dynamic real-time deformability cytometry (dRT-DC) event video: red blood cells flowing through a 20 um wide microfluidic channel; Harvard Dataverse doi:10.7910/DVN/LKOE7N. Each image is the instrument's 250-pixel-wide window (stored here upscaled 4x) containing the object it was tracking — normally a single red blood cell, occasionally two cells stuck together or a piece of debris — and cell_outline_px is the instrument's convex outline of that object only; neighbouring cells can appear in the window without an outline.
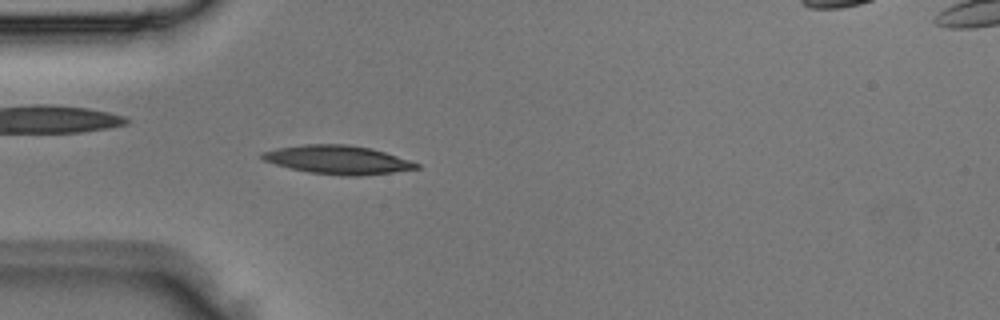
{"species": "Egyptian fruit bat (a non-hibernating species)", "species_latin": "Rousettus aegyptiacus", "temperature_condition": "room temperature", "stored_images_in_passage": 5, "camera_frame_rate_fps": 3000, "um_per_image_px": 0.085, "animal": {"sex": "male"}, "frame": {"image": 1, "passage_image": 4, "time_ms": 1.0, "image_size_px": [1000, 320], "cell_outline_px": [[420, 168], [392, 172], [360, 176], [344, 176], [308, 172], [276, 164], [264, 160], [260, 156], [260, 152], [276, 148], [304, 144], [348, 144], [372, 148], [420, 164]], "centroid_in_image_um": [28.69, 13.57], "position_along_channel_um": 56.3, "area_um2": 25.61}}